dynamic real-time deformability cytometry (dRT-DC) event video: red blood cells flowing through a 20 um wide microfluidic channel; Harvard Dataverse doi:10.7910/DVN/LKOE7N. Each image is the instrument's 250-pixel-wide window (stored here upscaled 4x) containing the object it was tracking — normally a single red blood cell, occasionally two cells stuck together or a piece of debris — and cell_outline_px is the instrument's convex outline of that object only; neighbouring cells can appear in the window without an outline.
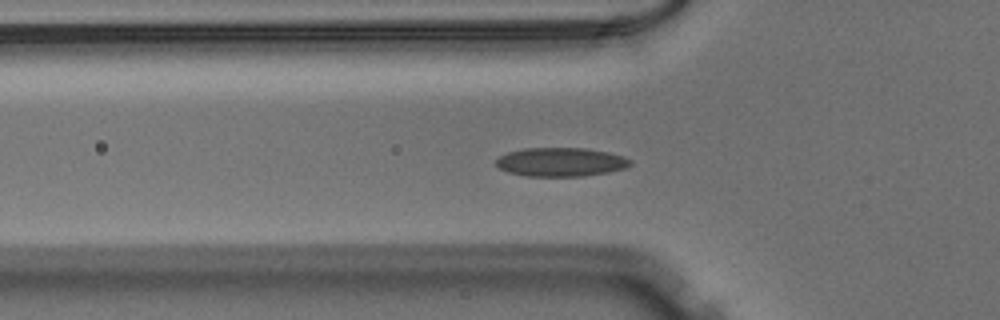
{"species": "Egyptian fruit bat (a non-hibernating species)", "species_latin": "Rousettus aegyptiacus", "temperature_condition": "warm", "stored_images_in_passage": 43, "camera_frame_rate_fps": 3000, "um_per_image_px": 0.085, "animal": {"sex": "male"}, "frame": {"image": 1, "passage_image": 8, "time_ms": 2.333, "image_size_px": [1000, 320], "cell_outline_px": [[632, 164], [624, 168], [608, 172], [584, 176], [528, 176], [508, 172], [500, 168], [496, 164], [496, 160], [500, 156], [508, 152], [524, 148], [588, 148], [608, 152], [624, 156], [632, 160]], "centroid_in_image_um": [47.7, 13.76], "position_along_channel_um": 78.1, "area_um2": 22.54}}
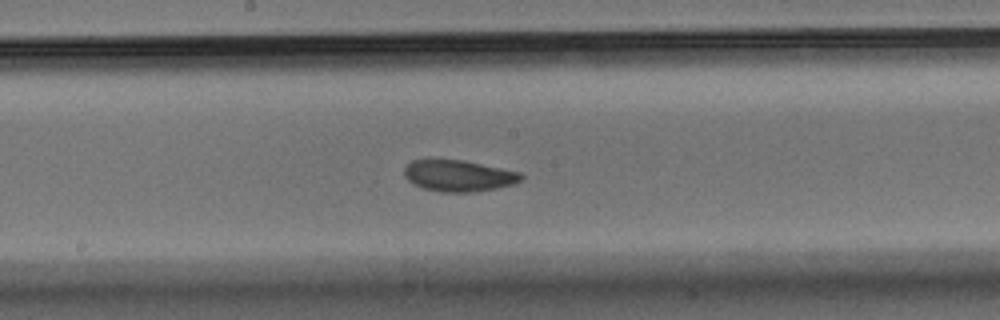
{"frame": {"image": 2, "passage_image": 18, "time_ms": 5.667, "image_size_px": [1000, 320], "cell_outline_px": [[524, 176], [516, 184], [496, 188], [472, 192], [440, 192], [424, 188], [412, 184], [404, 176], [404, 168], [412, 160], [464, 160], [520, 172]], "centroid_in_image_um": [38.98, 14.94], "position_along_channel_um": 209.2, "area_um2": 21.33}}
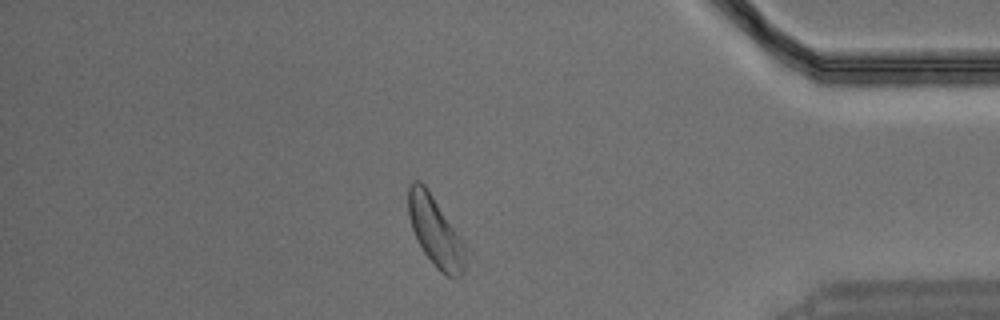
{"frame": {"image": 3, "passage_image": 35, "time_ms": 11.333, "image_size_px": [1000, 320], "cell_outline_px": [[464, 272], [456, 280], [440, 272], [436, 268], [424, 252], [416, 240], [408, 216], [408, 184], [412, 180], [420, 180], [424, 184], [464, 244]], "centroid_in_image_um": [36.96, 19.69], "position_along_channel_um": 398.2, "area_um2": 22.83}}